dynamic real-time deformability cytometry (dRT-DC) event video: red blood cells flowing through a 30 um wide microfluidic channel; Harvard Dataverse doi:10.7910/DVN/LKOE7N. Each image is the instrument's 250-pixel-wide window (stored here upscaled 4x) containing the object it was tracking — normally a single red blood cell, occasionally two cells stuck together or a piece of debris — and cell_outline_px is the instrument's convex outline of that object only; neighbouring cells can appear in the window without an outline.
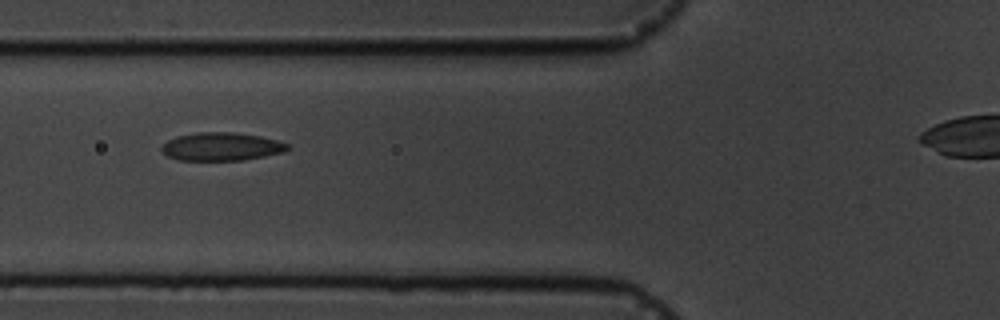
{"species": "common noctule bat (a hibernating species)", "species_latin": "Nyctalus noctula", "temperature_condition": "cold", "stored_images_in_passage": 12, "camera_frame_rate_fps": 3000, "um_per_image_px": 0.085, "animal": {"sex": "male", "body_mass_g": 19.5, "forearm_length_mm": 54.6}, "frame": {"image": 1, "passage_image": 3, "time_ms": 2.333, "image_size_px": [1000, 320], "cell_outline_px": [[288, 148], [284, 152], [244, 160], [180, 160], [168, 156], [160, 148], [168, 140], [176, 136], [196, 132], [232, 132], [260, 136], [276, 140], [288, 144]], "centroid_in_image_um": [18.81, 12.46], "position_along_channel_um": 107.0, "area_um2": 20.52}}
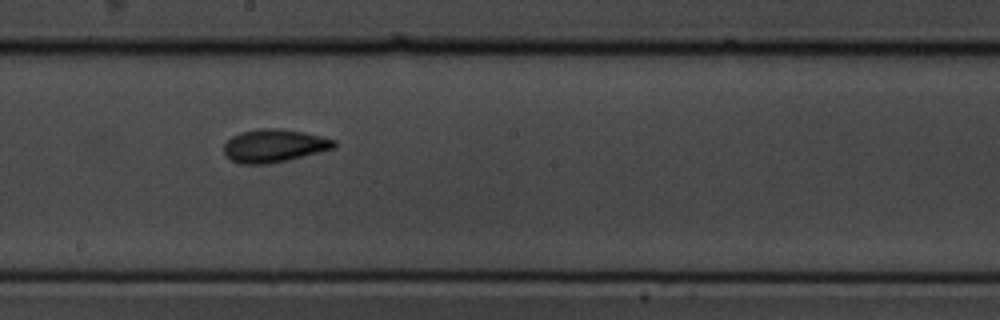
{"frame": {"image": 2, "passage_image": 6, "time_ms": 5.667, "image_size_px": [1000, 320], "cell_outline_px": [[336, 148], [288, 160], [268, 164], [240, 164], [224, 156], [224, 144], [232, 136], [240, 132], [256, 128], [280, 128], [304, 132], [336, 140]], "centroid_in_image_um": [23.29, 12.38], "position_along_channel_um": 224.9, "area_um2": 21.44}}
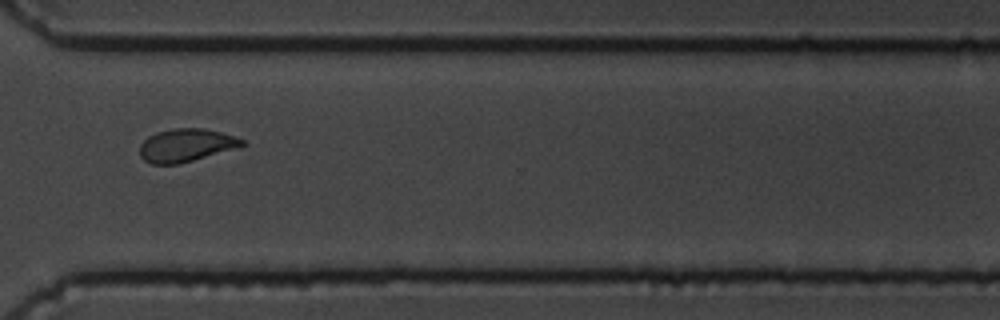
{"frame": {"image": 3, "passage_image": 9, "time_ms": 9.333, "image_size_px": [1000, 320], "cell_outline_px": [[248, 144], [240, 148], [180, 164], [152, 164], [144, 160], [140, 156], [140, 144], [148, 136], [156, 132], [176, 128], [204, 128], [220, 132], [244, 140]], "centroid_in_image_um": [15.85, 12.36], "position_along_channel_um": 354.8, "area_um2": 19.94}, "authors_computed_cell_mechanics": {"area_um2": 20.2011, "velocity_mm_per_s": 3.5498, "shape_relaxation_time_tau1_ms": 3.8785, "shape_relaxation_time_tau2_ms": 1.379, "deformation_change_tau1": 0.1094, "deformation_change_tau2": 0.0437}}